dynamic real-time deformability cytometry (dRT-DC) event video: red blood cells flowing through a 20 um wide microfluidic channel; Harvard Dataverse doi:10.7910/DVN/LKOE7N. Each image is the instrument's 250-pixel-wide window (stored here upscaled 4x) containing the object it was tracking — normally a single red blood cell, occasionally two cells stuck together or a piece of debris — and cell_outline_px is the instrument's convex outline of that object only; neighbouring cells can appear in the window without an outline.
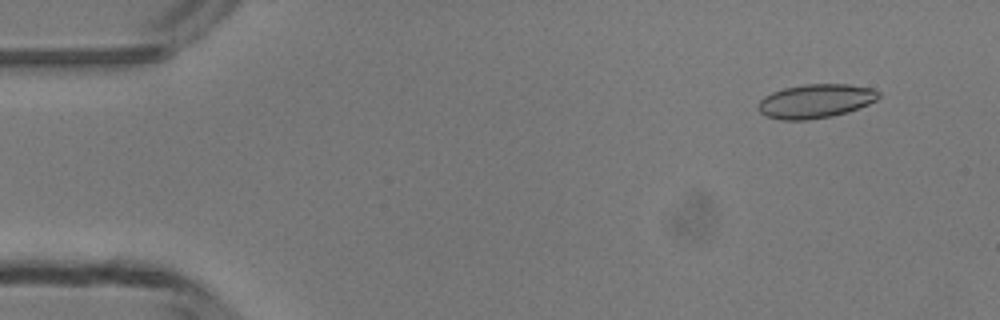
{"species": "common noctule bat (a hibernating species)", "species_latin": "Nyctalus noctula", "temperature_condition": "room temperature", "stored_images_in_passage": 15, "camera_frame_rate_fps": 3000, "um_per_image_px": 0.085, "animal": {"sex": "male", "body_mass_g": 13.3}, "frame": {"image": 1, "passage_image": 4, "time_ms": 1.0, "image_size_px": [1000, 320], "cell_outline_px": [[880, 96], [876, 100], [868, 104], [848, 112], [832, 116], [808, 120], [780, 120], [768, 116], [760, 112], [756, 108], [760, 100], [764, 96], [772, 92], [784, 88], [804, 84], [848, 84], [872, 88], [880, 92]], "centroid_in_image_um": [69.32, 8.59], "position_along_channel_um": 15.7, "area_um2": 23.93}}
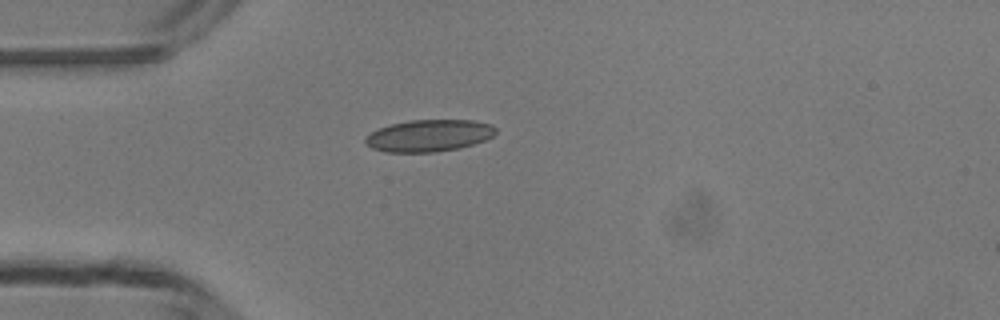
{"frame": {"image": 2, "passage_image": 13, "time_ms": 4.0, "image_size_px": [1000, 320], "cell_outline_px": [[496, 132], [492, 136], [484, 140], [460, 148], [436, 152], [384, 152], [372, 148], [364, 144], [364, 136], [380, 128], [392, 124], [408, 120], [472, 120], [492, 124], [496, 128]], "centroid_in_image_um": [36.44, 11.53], "position_along_channel_um": 48.6, "area_um2": 24.33}}